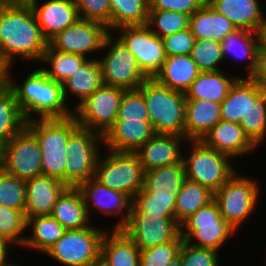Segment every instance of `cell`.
<instances>
[{"label":"cell","instance_id":"cell-1","mask_svg":"<svg viewBox=\"0 0 266 266\" xmlns=\"http://www.w3.org/2000/svg\"><path fill=\"white\" fill-rule=\"evenodd\" d=\"M47 45L28 2L0 1V59L7 68L18 58L40 63Z\"/></svg>","mask_w":266,"mask_h":266},{"label":"cell","instance_id":"cell-2","mask_svg":"<svg viewBox=\"0 0 266 266\" xmlns=\"http://www.w3.org/2000/svg\"><path fill=\"white\" fill-rule=\"evenodd\" d=\"M7 68V84L12 88L18 108L25 121L35 119L66 118L73 115L63 94V85L44 74L40 68L32 69L22 84L14 80Z\"/></svg>","mask_w":266,"mask_h":266},{"label":"cell","instance_id":"cell-3","mask_svg":"<svg viewBox=\"0 0 266 266\" xmlns=\"http://www.w3.org/2000/svg\"><path fill=\"white\" fill-rule=\"evenodd\" d=\"M25 127L36 137L42 159V174L65 183L66 143L79 127L74 115L66 118L35 119Z\"/></svg>","mask_w":266,"mask_h":266},{"label":"cell","instance_id":"cell-4","mask_svg":"<svg viewBox=\"0 0 266 266\" xmlns=\"http://www.w3.org/2000/svg\"><path fill=\"white\" fill-rule=\"evenodd\" d=\"M138 90L145 99L155 133L185 137V93L163 86L154 78L146 79Z\"/></svg>","mask_w":266,"mask_h":266},{"label":"cell","instance_id":"cell-5","mask_svg":"<svg viewBox=\"0 0 266 266\" xmlns=\"http://www.w3.org/2000/svg\"><path fill=\"white\" fill-rule=\"evenodd\" d=\"M187 142V145H190L189 152L183 150L182 159L186 179L197 182L215 193L238 170L237 166L233 165L235 160L207 147L200 140H188Z\"/></svg>","mask_w":266,"mask_h":266},{"label":"cell","instance_id":"cell-6","mask_svg":"<svg viewBox=\"0 0 266 266\" xmlns=\"http://www.w3.org/2000/svg\"><path fill=\"white\" fill-rule=\"evenodd\" d=\"M257 178L243 175L238 170L214 193L221 216L237 231L257 212L260 197ZM249 218V219H248Z\"/></svg>","mask_w":266,"mask_h":266},{"label":"cell","instance_id":"cell-7","mask_svg":"<svg viewBox=\"0 0 266 266\" xmlns=\"http://www.w3.org/2000/svg\"><path fill=\"white\" fill-rule=\"evenodd\" d=\"M144 175V168L135 152L103 148L94 178L106 187L123 192L133 199L144 186Z\"/></svg>","mask_w":266,"mask_h":266},{"label":"cell","instance_id":"cell-8","mask_svg":"<svg viewBox=\"0 0 266 266\" xmlns=\"http://www.w3.org/2000/svg\"><path fill=\"white\" fill-rule=\"evenodd\" d=\"M238 234L222 216L217 203L213 200L198 209L180 224L181 237L188 244L216 251L230 243V237Z\"/></svg>","mask_w":266,"mask_h":266},{"label":"cell","instance_id":"cell-9","mask_svg":"<svg viewBox=\"0 0 266 266\" xmlns=\"http://www.w3.org/2000/svg\"><path fill=\"white\" fill-rule=\"evenodd\" d=\"M99 56L105 85L135 90L148 79L138 66L133 53L112 32L106 36Z\"/></svg>","mask_w":266,"mask_h":266},{"label":"cell","instance_id":"cell-10","mask_svg":"<svg viewBox=\"0 0 266 266\" xmlns=\"http://www.w3.org/2000/svg\"><path fill=\"white\" fill-rule=\"evenodd\" d=\"M102 146L103 136L86 128L78 127L69 136L65 164V184L68 187H77L94 177Z\"/></svg>","mask_w":266,"mask_h":266},{"label":"cell","instance_id":"cell-11","mask_svg":"<svg viewBox=\"0 0 266 266\" xmlns=\"http://www.w3.org/2000/svg\"><path fill=\"white\" fill-rule=\"evenodd\" d=\"M105 228L92 224L78 230H66L44 254L62 266H90L101 254Z\"/></svg>","mask_w":266,"mask_h":266},{"label":"cell","instance_id":"cell-12","mask_svg":"<svg viewBox=\"0 0 266 266\" xmlns=\"http://www.w3.org/2000/svg\"><path fill=\"white\" fill-rule=\"evenodd\" d=\"M125 89L102 84L74 110L79 127L104 136L113 126Z\"/></svg>","mask_w":266,"mask_h":266},{"label":"cell","instance_id":"cell-13","mask_svg":"<svg viewBox=\"0 0 266 266\" xmlns=\"http://www.w3.org/2000/svg\"><path fill=\"white\" fill-rule=\"evenodd\" d=\"M0 168L25 181L42 174L38 141L25 126L1 148Z\"/></svg>","mask_w":266,"mask_h":266},{"label":"cell","instance_id":"cell-14","mask_svg":"<svg viewBox=\"0 0 266 266\" xmlns=\"http://www.w3.org/2000/svg\"><path fill=\"white\" fill-rule=\"evenodd\" d=\"M112 33L133 53L141 71L154 78L166 60L162 38L147 25L122 26Z\"/></svg>","mask_w":266,"mask_h":266},{"label":"cell","instance_id":"cell-15","mask_svg":"<svg viewBox=\"0 0 266 266\" xmlns=\"http://www.w3.org/2000/svg\"><path fill=\"white\" fill-rule=\"evenodd\" d=\"M122 230L140 251H143L174 240L180 234V224L175 220V216L130 212Z\"/></svg>","mask_w":266,"mask_h":266},{"label":"cell","instance_id":"cell-16","mask_svg":"<svg viewBox=\"0 0 266 266\" xmlns=\"http://www.w3.org/2000/svg\"><path fill=\"white\" fill-rule=\"evenodd\" d=\"M109 33L104 24L79 18L48 43L54 49L62 52L83 55L89 59H98L97 56L100 55L104 40ZM91 55L94 57H90Z\"/></svg>","mask_w":266,"mask_h":266},{"label":"cell","instance_id":"cell-17","mask_svg":"<svg viewBox=\"0 0 266 266\" xmlns=\"http://www.w3.org/2000/svg\"><path fill=\"white\" fill-rule=\"evenodd\" d=\"M77 189L82 194L91 221L97 211L109 218L112 215L120 218L110 229H122L125 226L132 206V199L127 194L106 187L94 177L80 183Z\"/></svg>","mask_w":266,"mask_h":266},{"label":"cell","instance_id":"cell-18","mask_svg":"<svg viewBox=\"0 0 266 266\" xmlns=\"http://www.w3.org/2000/svg\"><path fill=\"white\" fill-rule=\"evenodd\" d=\"M187 139L173 134H155L135 153L144 171L180 163L183 159Z\"/></svg>","mask_w":266,"mask_h":266},{"label":"cell","instance_id":"cell-19","mask_svg":"<svg viewBox=\"0 0 266 266\" xmlns=\"http://www.w3.org/2000/svg\"><path fill=\"white\" fill-rule=\"evenodd\" d=\"M28 3L48 42L80 18L74 0H29Z\"/></svg>","mask_w":266,"mask_h":266},{"label":"cell","instance_id":"cell-20","mask_svg":"<svg viewBox=\"0 0 266 266\" xmlns=\"http://www.w3.org/2000/svg\"><path fill=\"white\" fill-rule=\"evenodd\" d=\"M200 141L207 147L230 156L233 160L259 149L245 134L239 123L225 120H220Z\"/></svg>","mask_w":266,"mask_h":266},{"label":"cell","instance_id":"cell-21","mask_svg":"<svg viewBox=\"0 0 266 266\" xmlns=\"http://www.w3.org/2000/svg\"><path fill=\"white\" fill-rule=\"evenodd\" d=\"M25 217L50 215L58 198L68 188L61 180L44 174L25 181Z\"/></svg>","mask_w":266,"mask_h":266},{"label":"cell","instance_id":"cell-22","mask_svg":"<svg viewBox=\"0 0 266 266\" xmlns=\"http://www.w3.org/2000/svg\"><path fill=\"white\" fill-rule=\"evenodd\" d=\"M155 134L150 121L116 119L103 136V147L114 151L135 152Z\"/></svg>","mask_w":266,"mask_h":266},{"label":"cell","instance_id":"cell-23","mask_svg":"<svg viewBox=\"0 0 266 266\" xmlns=\"http://www.w3.org/2000/svg\"><path fill=\"white\" fill-rule=\"evenodd\" d=\"M239 124L258 148L266 142V90L250 77H248V109Z\"/></svg>","mask_w":266,"mask_h":266},{"label":"cell","instance_id":"cell-24","mask_svg":"<svg viewBox=\"0 0 266 266\" xmlns=\"http://www.w3.org/2000/svg\"><path fill=\"white\" fill-rule=\"evenodd\" d=\"M102 84V73L98 59H88L62 84L64 98L74 110ZM74 99H78L77 102ZM70 101L75 102L71 105Z\"/></svg>","mask_w":266,"mask_h":266},{"label":"cell","instance_id":"cell-25","mask_svg":"<svg viewBox=\"0 0 266 266\" xmlns=\"http://www.w3.org/2000/svg\"><path fill=\"white\" fill-rule=\"evenodd\" d=\"M221 104L208 99H186L185 138L201 140L221 120Z\"/></svg>","mask_w":266,"mask_h":266},{"label":"cell","instance_id":"cell-26","mask_svg":"<svg viewBox=\"0 0 266 266\" xmlns=\"http://www.w3.org/2000/svg\"><path fill=\"white\" fill-rule=\"evenodd\" d=\"M223 59L227 67L232 60L236 63L239 61L244 65L245 75L243 77H251L256 69L258 41L255 32L243 29H236L228 34L222 41ZM229 59H228V58ZM228 59V61H227ZM232 59V60H231ZM230 60V61H229ZM247 62H246V61ZM245 61V62H244Z\"/></svg>","mask_w":266,"mask_h":266},{"label":"cell","instance_id":"cell-27","mask_svg":"<svg viewBox=\"0 0 266 266\" xmlns=\"http://www.w3.org/2000/svg\"><path fill=\"white\" fill-rule=\"evenodd\" d=\"M229 73L231 72L226 69L225 71L200 72L190 87L185 91L186 99H208L216 103H221L227 97L234 82L244 75L242 72H239L238 76L236 74L229 75Z\"/></svg>","mask_w":266,"mask_h":266},{"label":"cell","instance_id":"cell-28","mask_svg":"<svg viewBox=\"0 0 266 266\" xmlns=\"http://www.w3.org/2000/svg\"><path fill=\"white\" fill-rule=\"evenodd\" d=\"M50 215L66 230H78L92 225L82 194L77 187H68L63 192Z\"/></svg>","mask_w":266,"mask_h":266},{"label":"cell","instance_id":"cell-29","mask_svg":"<svg viewBox=\"0 0 266 266\" xmlns=\"http://www.w3.org/2000/svg\"><path fill=\"white\" fill-rule=\"evenodd\" d=\"M140 249L122 230L109 227L101 242V254L110 266H140Z\"/></svg>","mask_w":266,"mask_h":266},{"label":"cell","instance_id":"cell-30","mask_svg":"<svg viewBox=\"0 0 266 266\" xmlns=\"http://www.w3.org/2000/svg\"><path fill=\"white\" fill-rule=\"evenodd\" d=\"M210 6L228 18L236 29L256 32L262 17V0H207Z\"/></svg>","mask_w":266,"mask_h":266},{"label":"cell","instance_id":"cell-31","mask_svg":"<svg viewBox=\"0 0 266 266\" xmlns=\"http://www.w3.org/2000/svg\"><path fill=\"white\" fill-rule=\"evenodd\" d=\"M200 72L190 54L172 55L166 56L154 79L163 86L185 93Z\"/></svg>","mask_w":266,"mask_h":266},{"label":"cell","instance_id":"cell-32","mask_svg":"<svg viewBox=\"0 0 266 266\" xmlns=\"http://www.w3.org/2000/svg\"><path fill=\"white\" fill-rule=\"evenodd\" d=\"M189 28L195 40L213 39L220 42L236 30L233 23L208 2L190 16Z\"/></svg>","mask_w":266,"mask_h":266},{"label":"cell","instance_id":"cell-33","mask_svg":"<svg viewBox=\"0 0 266 266\" xmlns=\"http://www.w3.org/2000/svg\"><path fill=\"white\" fill-rule=\"evenodd\" d=\"M27 233L23 250H35L44 253L65 233L66 229L51 215H39L27 218Z\"/></svg>","mask_w":266,"mask_h":266},{"label":"cell","instance_id":"cell-34","mask_svg":"<svg viewBox=\"0 0 266 266\" xmlns=\"http://www.w3.org/2000/svg\"><path fill=\"white\" fill-rule=\"evenodd\" d=\"M88 59L83 55L56 50L48 43L40 60L41 64L46 65L42 64L39 68L50 79L63 84Z\"/></svg>","mask_w":266,"mask_h":266},{"label":"cell","instance_id":"cell-35","mask_svg":"<svg viewBox=\"0 0 266 266\" xmlns=\"http://www.w3.org/2000/svg\"><path fill=\"white\" fill-rule=\"evenodd\" d=\"M214 200V192L201 184L185 179L176 196L175 220L181 224L198 209Z\"/></svg>","mask_w":266,"mask_h":266},{"label":"cell","instance_id":"cell-36","mask_svg":"<svg viewBox=\"0 0 266 266\" xmlns=\"http://www.w3.org/2000/svg\"><path fill=\"white\" fill-rule=\"evenodd\" d=\"M25 119L18 108L12 88L5 84L0 89V147L2 148L24 126Z\"/></svg>","mask_w":266,"mask_h":266},{"label":"cell","instance_id":"cell-37","mask_svg":"<svg viewBox=\"0 0 266 266\" xmlns=\"http://www.w3.org/2000/svg\"><path fill=\"white\" fill-rule=\"evenodd\" d=\"M169 191L145 190L142 188L132 199L130 212H149L160 216H175L176 196Z\"/></svg>","mask_w":266,"mask_h":266},{"label":"cell","instance_id":"cell-38","mask_svg":"<svg viewBox=\"0 0 266 266\" xmlns=\"http://www.w3.org/2000/svg\"><path fill=\"white\" fill-rule=\"evenodd\" d=\"M111 32L122 26L146 25L149 0H109Z\"/></svg>","mask_w":266,"mask_h":266},{"label":"cell","instance_id":"cell-39","mask_svg":"<svg viewBox=\"0 0 266 266\" xmlns=\"http://www.w3.org/2000/svg\"><path fill=\"white\" fill-rule=\"evenodd\" d=\"M185 179V167L182 160L180 163L145 171L143 188L156 191L170 190L172 193H178Z\"/></svg>","mask_w":266,"mask_h":266},{"label":"cell","instance_id":"cell-40","mask_svg":"<svg viewBox=\"0 0 266 266\" xmlns=\"http://www.w3.org/2000/svg\"><path fill=\"white\" fill-rule=\"evenodd\" d=\"M221 104V120L239 123L248 109V77H239Z\"/></svg>","mask_w":266,"mask_h":266},{"label":"cell","instance_id":"cell-41","mask_svg":"<svg viewBox=\"0 0 266 266\" xmlns=\"http://www.w3.org/2000/svg\"><path fill=\"white\" fill-rule=\"evenodd\" d=\"M190 15L176 11L149 9L147 26L150 30L163 38L189 28Z\"/></svg>","mask_w":266,"mask_h":266},{"label":"cell","instance_id":"cell-42","mask_svg":"<svg viewBox=\"0 0 266 266\" xmlns=\"http://www.w3.org/2000/svg\"><path fill=\"white\" fill-rule=\"evenodd\" d=\"M190 55L201 72L226 69L220 41L213 39L195 40Z\"/></svg>","mask_w":266,"mask_h":266},{"label":"cell","instance_id":"cell-43","mask_svg":"<svg viewBox=\"0 0 266 266\" xmlns=\"http://www.w3.org/2000/svg\"><path fill=\"white\" fill-rule=\"evenodd\" d=\"M26 224L27 219L22 211L0 205L1 239L9 241L16 248H21L26 239Z\"/></svg>","mask_w":266,"mask_h":266},{"label":"cell","instance_id":"cell-44","mask_svg":"<svg viewBox=\"0 0 266 266\" xmlns=\"http://www.w3.org/2000/svg\"><path fill=\"white\" fill-rule=\"evenodd\" d=\"M0 205L14 208L25 214V180L7 174L0 168Z\"/></svg>","mask_w":266,"mask_h":266},{"label":"cell","instance_id":"cell-45","mask_svg":"<svg viewBox=\"0 0 266 266\" xmlns=\"http://www.w3.org/2000/svg\"><path fill=\"white\" fill-rule=\"evenodd\" d=\"M184 239L179 234L174 240L141 251L140 266H166L178 257Z\"/></svg>","mask_w":266,"mask_h":266},{"label":"cell","instance_id":"cell-46","mask_svg":"<svg viewBox=\"0 0 266 266\" xmlns=\"http://www.w3.org/2000/svg\"><path fill=\"white\" fill-rule=\"evenodd\" d=\"M219 255L214 249L192 246L184 241L178 254V266H222Z\"/></svg>","mask_w":266,"mask_h":266},{"label":"cell","instance_id":"cell-47","mask_svg":"<svg viewBox=\"0 0 266 266\" xmlns=\"http://www.w3.org/2000/svg\"><path fill=\"white\" fill-rule=\"evenodd\" d=\"M116 119L150 121L145 99L138 89L125 90Z\"/></svg>","mask_w":266,"mask_h":266},{"label":"cell","instance_id":"cell-48","mask_svg":"<svg viewBox=\"0 0 266 266\" xmlns=\"http://www.w3.org/2000/svg\"><path fill=\"white\" fill-rule=\"evenodd\" d=\"M79 17L104 24L111 32V6L109 0H74Z\"/></svg>","mask_w":266,"mask_h":266},{"label":"cell","instance_id":"cell-49","mask_svg":"<svg viewBox=\"0 0 266 266\" xmlns=\"http://www.w3.org/2000/svg\"><path fill=\"white\" fill-rule=\"evenodd\" d=\"M166 56L189 55L194 46L195 37L190 28L162 38Z\"/></svg>","mask_w":266,"mask_h":266},{"label":"cell","instance_id":"cell-50","mask_svg":"<svg viewBox=\"0 0 266 266\" xmlns=\"http://www.w3.org/2000/svg\"><path fill=\"white\" fill-rule=\"evenodd\" d=\"M206 2L207 0H149V9L171 10L191 16Z\"/></svg>","mask_w":266,"mask_h":266},{"label":"cell","instance_id":"cell-51","mask_svg":"<svg viewBox=\"0 0 266 266\" xmlns=\"http://www.w3.org/2000/svg\"><path fill=\"white\" fill-rule=\"evenodd\" d=\"M250 78L266 90V47H258L256 69Z\"/></svg>","mask_w":266,"mask_h":266},{"label":"cell","instance_id":"cell-52","mask_svg":"<svg viewBox=\"0 0 266 266\" xmlns=\"http://www.w3.org/2000/svg\"><path fill=\"white\" fill-rule=\"evenodd\" d=\"M13 247L15 248L9 241L0 238V266H6L10 263L9 252L12 251L10 249Z\"/></svg>","mask_w":266,"mask_h":266},{"label":"cell","instance_id":"cell-53","mask_svg":"<svg viewBox=\"0 0 266 266\" xmlns=\"http://www.w3.org/2000/svg\"><path fill=\"white\" fill-rule=\"evenodd\" d=\"M264 12L265 11L263 10L260 23L255 32L258 41V47H266V14Z\"/></svg>","mask_w":266,"mask_h":266},{"label":"cell","instance_id":"cell-54","mask_svg":"<svg viewBox=\"0 0 266 266\" xmlns=\"http://www.w3.org/2000/svg\"><path fill=\"white\" fill-rule=\"evenodd\" d=\"M7 84V67L0 59V89Z\"/></svg>","mask_w":266,"mask_h":266},{"label":"cell","instance_id":"cell-55","mask_svg":"<svg viewBox=\"0 0 266 266\" xmlns=\"http://www.w3.org/2000/svg\"><path fill=\"white\" fill-rule=\"evenodd\" d=\"M90 266H110L109 263L102 257L99 256Z\"/></svg>","mask_w":266,"mask_h":266},{"label":"cell","instance_id":"cell-56","mask_svg":"<svg viewBox=\"0 0 266 266\" xmlns=\"http://www.w3.org/2000/svg\"><path fill=\"white\" fill-rule=\"evenodd\" d=\"M178 262H179V257H177L175 260L166 263V266H178Z\"/></svg>","mask_w":266,"mask_h":266},{"label":"cell","instance_id":"cell-57","mask_svg":"<svg viewBox=\"0 0 266 266\" xmlns=\"http://www.w3.org/2000/svg\"><path fill=\"white\" fill-rule=\"evenodd\" d=\"M6 266H23V265H21V264H19V263H15V262H13V260H12V262H10L8 265H6Z\"/></svg>","mask_w":266,"mask_h":266},{"label":"cell","instance_id":"cell-58","mask_svg":"<svg viewBox=\"0 0 266 266\" xmlns=\"http://www.w3.org/2000/svg\"><path fill=\"white\" fill-rule=\"evenodd\" d=\"M0 1H17V2H28L29 0H0Z\"/></svg>","mask_w":266,"mask_h":266}]
</instances>
